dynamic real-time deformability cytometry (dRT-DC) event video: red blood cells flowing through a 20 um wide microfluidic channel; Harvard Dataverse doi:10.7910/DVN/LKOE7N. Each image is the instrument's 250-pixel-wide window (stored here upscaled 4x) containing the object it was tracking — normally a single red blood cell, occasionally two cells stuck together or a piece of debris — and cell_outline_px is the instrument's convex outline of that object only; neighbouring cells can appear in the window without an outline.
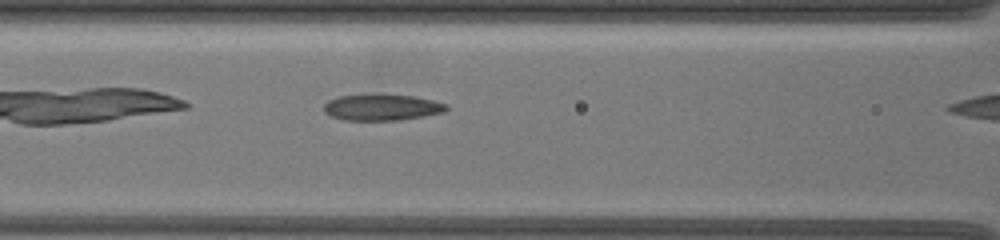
{"species": "common noctule bat (a hibernating species)", "species_latin": "Nyctalus noctula", "temperature_condition": "warm", "stored_images_in_passage": 7, "camera_frame_rate_fps": 3000, "um_per_image_px": 0.085, "animal": {"sex": "female", "body_mass_g": 19.5, "forearm_length_mm": 54.1}, "frame": {"image": 1, "passage_image": 6, "time_ms": 1.667, "image_size_px": [1000, 240], "cell_outline_px": [[448, 108], [444, 112], [424, 116], [400, 120], [344, 120], [332, 116], [324, 112], [324, 104], [328, 100], [340, 96], [372, 92], [376, 92], [412, 96], [432, 100], [448, 104]], "centroid_in_image_um": [32.44, 9.09], "position_along_channel_um": 134.2, "area_um2": 19.25}}